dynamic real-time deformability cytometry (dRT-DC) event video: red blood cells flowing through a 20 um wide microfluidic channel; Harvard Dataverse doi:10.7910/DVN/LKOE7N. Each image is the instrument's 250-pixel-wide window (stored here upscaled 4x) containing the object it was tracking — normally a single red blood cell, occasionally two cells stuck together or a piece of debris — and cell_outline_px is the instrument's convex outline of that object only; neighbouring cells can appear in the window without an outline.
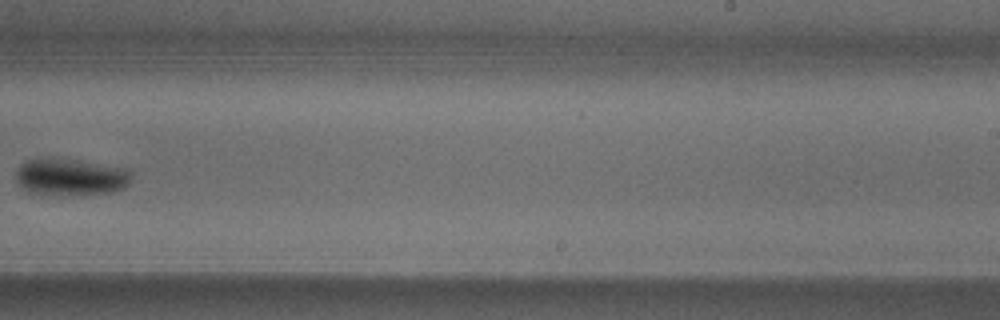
{"species": "common noctule bat (a hibernating species)", "species_latin": "Nyctalus noctula", "temperature_condition": "warm", "stored_images_in_passage": 26, "camera_frame_rate_fps": 3000, "um_per_image_px": 0.085, "animal": {"sex": "male", "body_mass_g": 18.8}, "frame": {"image": 1, "passage_image": 15, "time_ms": 4.667, "image_size_px": [1000, 320], "cell_outline_px": [[132, 172], [128, 184], [124, 188], [112, 192], [80, 196], [28, 192], [16, 180], [16, 172], [20, 164], [28, 160], [76, 160], [128, 168]], "centroid_in_image_um": [6.07, 15.08], "position_along_channel_um": 282.9, "area_um2": 24.62}}
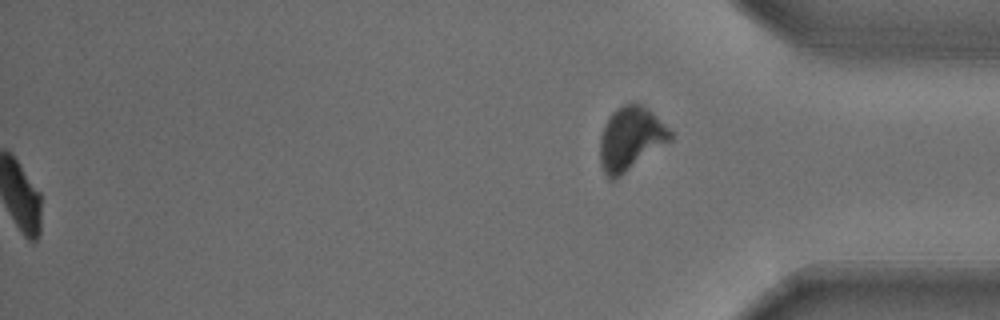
{"frame": {"image": 2, "passage_image": 26, "time_ms": 8.333, "image_size_px": [1000, 320], "cell_outline_px": [[672, 140], [616, 180], [608, 180], [600, 164], [600, 136], [604, 124], [612, 112], [616, 108], [624, 104], [640, 104], [652, 112], [672, 132]], "centroid_in_image_um": [53.58, 11.82], "position_along_channel_um": 381.6, "area_um2": 26.18}}